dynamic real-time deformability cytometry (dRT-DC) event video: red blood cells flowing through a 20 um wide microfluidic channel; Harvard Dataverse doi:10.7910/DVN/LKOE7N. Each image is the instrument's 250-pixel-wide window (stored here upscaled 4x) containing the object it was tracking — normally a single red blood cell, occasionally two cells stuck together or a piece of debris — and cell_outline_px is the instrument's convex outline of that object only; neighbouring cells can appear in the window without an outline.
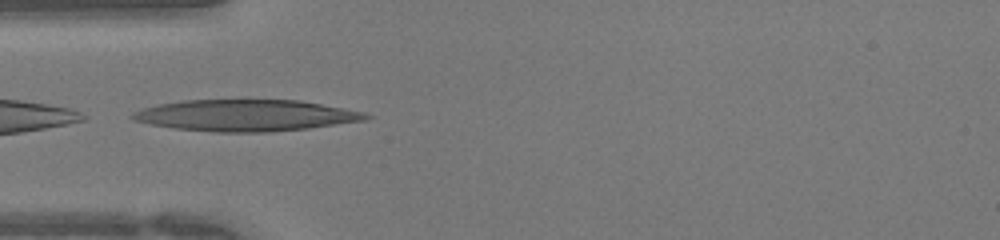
{"species": "human", "species_latin": "Homo sapiens", "temperature_condition": "warm", "stored_images_in_passage": 32, "camera_frame_rate_fps": 3000, "um_per_image_px": 0.085, "donor": {"sex": "female"}, "frame": {"image": 1, "passage_image": 1, "time_ms": 0.0, "image_size_px": [1000, 240], "cell_outline_px": [[372, 116], [364, 120], [308, 128], [268, 132], [216, 132], [176, 128], [152, 124], [132, 120], [128, 116], [132, 112], [156, 104], [184, 100], [300, 100], [364, 112]], "centroid_in_image_um": [20.84, 9.8], "position_along_channel_um": 64.2, "area_um2": 42.54}}
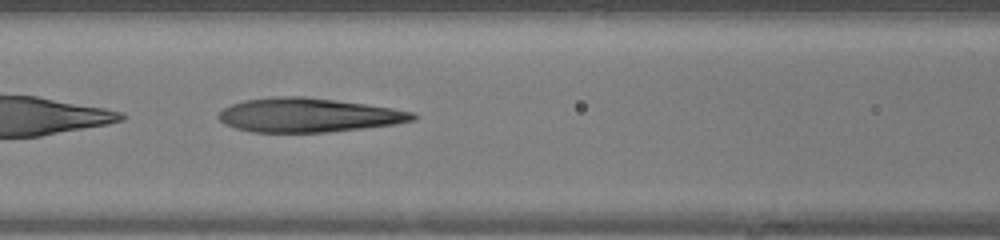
{"frame": {"image": 2, "passage_image": 6, "time_ms": 1.667, "image_size_px": [1000, 240], "cell_outline_px": [[416, 120], [396, 124], [364, 128], [324, 132], [252, 132], [236, 128], [224, 124], [216, 116], [224, 108], [232, 104], [244, 100], [272, 96], [304, 96], [364, 104], [392, 108], [412, 112], [416, 116]], "centroid_in_image_um": [26.18, 9.78], "position_along_channel_um": 140.4, "area_um2": 38.44}}
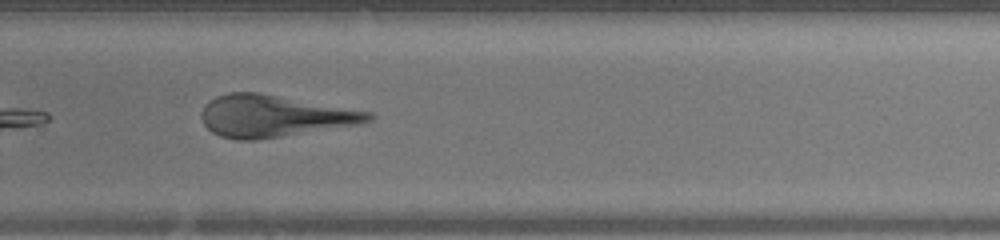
{"frame": {"image": 3, "passage_image": 17, "time_ms": 5.333, "image_size_px": [1000, 240], "cell_outline_px": [[376, 116], [372, 120], [356, 124], [256, 140], [240, 140], [220, 136], [212, 132], [204, 124], [200, 116], [200, 112], [204, 104], [216, 96], [228, 92], [260, 92], [372, 112]], "centroid_in_image_um": [23.24, 9.84], "position_along_channel_um": 306.6, "area_um2": 40.58}}